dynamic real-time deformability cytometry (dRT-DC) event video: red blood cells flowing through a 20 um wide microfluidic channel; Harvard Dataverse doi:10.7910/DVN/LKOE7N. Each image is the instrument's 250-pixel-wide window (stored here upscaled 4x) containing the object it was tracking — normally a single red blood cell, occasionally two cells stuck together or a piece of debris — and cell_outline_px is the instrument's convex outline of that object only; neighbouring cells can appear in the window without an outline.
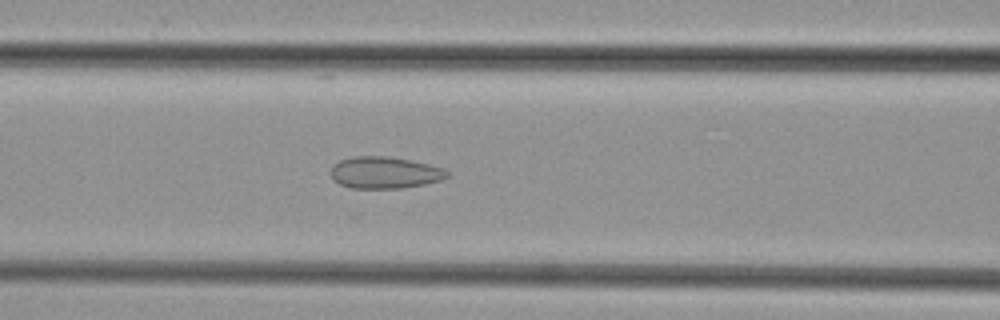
{"species": "common noctule bat (a hibernating species)", "species_latin": "Nyctalus noctula", "temperature_condition": "cold", "stored_images_in_passage": 47, "camera_frame_rate_fps": 3000, "um_per_image_px": 0.085, "animal": {"sex": "female", "body_mass_g": 29.2, "forearm_length_mm": 56.3}, "frame": {"image": 1, "passage_image": 19, "time_ms": 6.0, "image_size_px": [1000, 320], "cell_outline_px": [[452, 176], [440, 180], [424, 184], [400, 188], [352, 188], [340, 184], [332, 180], [332, 164], [340, 160], [352, 156], [388, 156], [428, 164], [444, 168], [452, 172]], "centroid_in_image_um": [32.73, 14.67], "position_along_channel_um": 133.9, "area_um2": 21.68}}
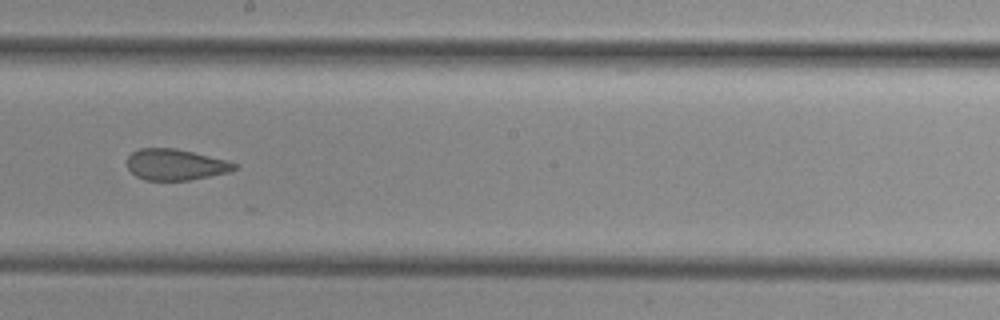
{"frame": {"image": 2, "passage_image": 26, "time_ms": 8.333, "image_size_px": [1000, 320], "cell_outline_px": [[236, 168], [228, 172], [188, 180], [144, 180], [136, 176], [128, 168], [124, 160], [132, 152], [140, 148], [176, 148], [224, 160], [236, 164]], "centroid_in_image_um": [14.82, 13.99], "position_along_channel_um": 233.4, "area_um2": 19.25}}
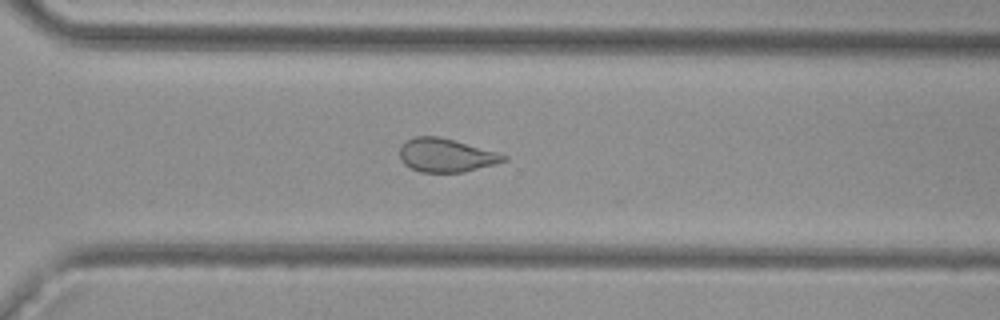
{"frame": {"image": 3, "passage_image": 33, "time_ms": 10.667, "image_size_px": [1000, 320], "cell_outline_px": [[508, 160], [496, 164], [464, 172], [420, 172], [404, 164], [400, 160], [400, 148], [408, 140], [416, 136], [440, 136], [496, 152], [508, 156]], "centroid_in_image_um": [37.93, 13.2], "position_along_channel_um": 332.7, "area_um2": 20.17}}